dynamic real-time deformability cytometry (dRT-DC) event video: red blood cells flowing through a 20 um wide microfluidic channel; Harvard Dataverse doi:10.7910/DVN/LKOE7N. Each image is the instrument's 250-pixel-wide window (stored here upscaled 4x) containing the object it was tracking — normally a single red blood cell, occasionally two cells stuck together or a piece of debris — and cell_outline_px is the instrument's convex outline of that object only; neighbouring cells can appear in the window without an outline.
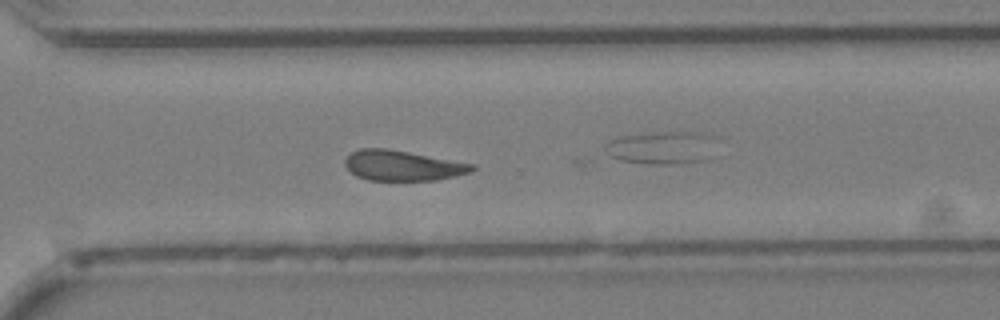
{"species": "Egyptian fruit bat (a non-hibernating species)", "species_latin": "Rousettus aegyptiacus", "temperature_condition": "cold", "stored_images_in_passage": 34, "camera_frame_rate_fps": 3000, "um_per_image_px": 0.085, "animal": {"sex": "female"}, "frame": {"image": 1, "passage_image": 22, "time_ms": 7.0, "image_size_px": [1000, 320], "cell_outline_px": [[476, 168], [472, 172], [456, 176], [436, 180], [368, 180], [356, 176], [344, 164], [344, 160], [352, 152], [360, 148], [388, 148], [476, 164]], "centroid_in_image_um": [34.26, 14.07], "position_along_channel_um": 336.3, "area_um2": 22.54}}
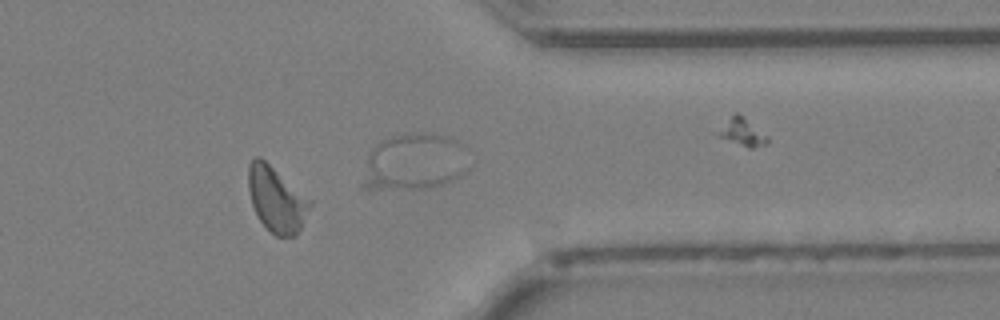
{"frame": {"image": 2, "passage_image": 26, "time_ms": 8.333, "image_size_px": [1000, 320], "cell_outline_px": [[312, 204], [296, 236], [276, 236], [260, 220], [252, 204], [248, 188], [248, 164], [256, 156], [260, 156], [312, 200]], "centroid_in_image_um": [23.5, 16.92], "position_along_channel_um": 387.9, "area_um2": 23.18}}